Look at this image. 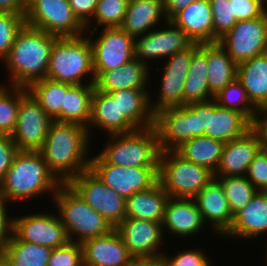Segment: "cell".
Here are the masks:
<instances>
[{
  "instance_id": "6da1fadb",
  "label": "cell",
  "mask_w": 267,
  "mask_h": 266,
  "mask_svg": "<svg viewBox=\"0 0 267 266\" xmlns=\"http://www.w3.org/2000/svg\"><path fill=\"white\" fill-rule=\"evenodd\" d=\"M90 141L85 126L53 121L39 152L55 177L68 183L90 168Z\"/></svg>"
},
{
  "instance_id": "7a4b0ae2",
  "label": "cell",
  "mask_w": 267,
  "mask_h": 266,
  "mask_svg": "<svg viewBox=\"0 0 267 266\" xmlns=\"http://www.w3.org/2000/svg\"><path fill=\"white\" fill-rule=\"evenodd\" d=\"M58 38L25 24L2 61L11 75H8L10 84L28 88L32 83L46 78L51 49Z\"/></svg>"
},
{
  "instance_id": "3957f363",
  "label": "cell",
  "mask_w": 267,
  "mask_h": 266,
  "mask_svg": "<svg viewBox=\"0 0 267 266\" xmlns=\"http://www.w3.org/2000/svg\"><path fill=\"white\" fill-rule=\"evenodd\" d=\"M61 184L39 151H18L0 184V195L10 203L43 193L54 196Z\"/></svg>"
},
{
  "instance_id": "277c9868",
  "label": "cell",
  "mask_w": 267,
  "mask_h": 266,
  "mask_svg": "<svg viewBox=\"0 0 267 266\" xmlns=\"http://www.w3.org/2000/svg\"><path fill=\"white\" fill-rule=\"evenodd\" d=\"M52 199L57 205V214L70 241L81 244L113 230L105 218L88 205L68 183H62Z\"/></svg>"
},
{
  "instance_id": "5b68a950",
  "label": "cell",
  "mask_w": 267,
  "mask_h": 266,
  "mask_svg": "<svg viewBox=\"0 0 267 266\" xmlns=\"http://www.w3.org/2000/svg\"><path fill=\"white\" fill-rule=\"evenodd\" d=\"M108 137L104 150L98 153L106 163L123 167L159 166L162 151L154 125Z\"/></svg>"
},
{
  "instance_id": "8992f818",
  "label": "cell",
  "mask_w": 267,
  "mask_h": 266,
  "mask_svg": "<svg viewBox=\"0 0 267 266\" xmlns=\"http://www.w3.org/2000/svg\"><path fill=\"white\" fill-rule=\"evenodd\" d=\"M91 74V75H90ZM95 80L92 46L87 36L58 38L51 49L46 78L71 85Z\"/></svg>"
},
{
  "instance_id": "52a82bcc",
  "label": "cell",
  "mask_w": 267,
  "mask_h": 266,
  "mask_svg": "<svg viewBox=\"0 0 267 266\" xmlns=\"http://www.w3.org/2000/svg\"><path fill=\"white\" fill-rule=\"evenodd\" d=\"M214 177L208 168L183 159L175 151H162L158 182L171 198L193 199Z\"/></svg>"
},
{
  "instance_id": "ba28073f",
  "label": "cell",
  "mask_w": 267,
  "mask_h": 266,
  "mask_svg": "<svg viewBox=\"0 0 267 266\" xmlns=\"http://www.w3.org/2000/svg\"><path fill=\"white\" fill-rule=\"evenodd\" d=\"M25 21L26 25L59 38L80 37L86 32L73 14L69 0H35L26 9Z\"/></svg>"
},
{
  "instance_id": "9c48e42d",
  "label": "cell",
  "mask_w": 267,
  "mask_h": 266,
  "mask_svg": "<svg viewBox=\"0 0 267 266\" xmlns=\"http://www.w3.org/2000/svg\"><path fill=\"white\" fill-rule=\"evenodd\" d=\"M188 106L199 115V136H208L225 144L252 128V122L244 114L223 108L214 99Z\"/></svg>"
},
{
  "instance_id": "30bf717a",
  "label": "cell",
  "mask_w": 267,
  "mask_h": 266,
  "mask_svg": "<svg viewBox=\"0 0 267 266\" xmlns=\"http://www.w3.org/2000/svg\"><path fill=\"white\" fill-rule=\"evenodd\" d=\"M68 184L115 229L124 219L126 199L105 185L89 168Z\"/></svg>"
},
{
  "instance_id": "8fae6325",
  "label": "cell",
  "mask_w": 267,
  "mask_h": 266,
  "mask_svg": "<svg viewBox=\"0 0 267 266\" xmlns=\"http://www.w3.org/2000/svg\"><path fill=\"white\" fill-rule=\"evenodd\" d=\"M54 120L48 116L27 88L20 87V104L12 140L19 151H39Z\"/></svg>"
},
{
  "instance_id": "7c38bea8",
  "label": "cell",
  "mask_w": 267,
  "mask_h": 266,
  "mask_svg": "<svg viewBox=\"0 0 267 266\" xmlns=\"http://www.w3.org/2000/svg\"><path fill=\"white\" fill-rule=\"evenodd\" d=\"M158 168L159 166L123 167L108 164L99 155L90 158V169L105 185L125 199L155 185L158 182Z\"/></svg>"
},
{
  "instance_id": "4fadbf2b",
  "label": "cell",
  "mask_w": 267,
  "mask_h": 266,
  "mask_svg": "<svg viewBox=\"0 0 267 266\" xmlns=\"http://www.w3.org/2000/svg\"><path fill=\"white\" fill-rule=\"evenodd\" d=\"M239 64L267 52V12L255 19L239 20L218 41Z\"/></svg>"
},
{
  "instance_id": "5bb4252c",
  "label": "cell",
  "mask_w": 267,
  "mask_h": 266,
  "mask_svg": "<svg viewBox=\"0 0 267 266\" xmlns=\"http://www.w3.org/2000/svg\"><path fill=\"white\" fill-rule=\"evenodd\" d=\"M161 151H174L199 136V115L188 105L163 109L154 115Z\"/></svg>"
},
{
  "instance_id": "9a60e30c",
  "label": "cell",
  "mask_w": 267,
  "mask_h": 266,
  "mask_svg": "<svg viewBox=\"0 0 267 266\" xmlns=\"http://www.w3.org/2000/svg\"><path fill=\"white\" fill-rule=\"evenodd\" d=\"M102 32L94 40L88 38L92 46L93 70L110 71L118 69L134 58V38L120 27L101 28Z\"/></svg>"
},
{
  "instance_id": "2e32d148",
  "label": "cell",
  "mask_w": 267,
  "mask_h": 266,
  "mask_svg": "<svg viewBox=\"0 0 267 266\" xmlns=\"http://www.w3.org/2000/svg\"><path fill=\"white\" fill-rule=\"evenodd\" d=\"M167 28L153 29L134 38V58L146 65L148 60L169 58L177 52L190 48L194 41L171 20L164 21ZM169 28V29H168ZM148 62V63H147Z\"/></svg>"
},
{
  "instance_id": "e0dca14e",
  "label": "cell",
  "mask_w": 267,
  "mask_h": 266,
  "mask_svg": "<svg viewBox=\"0 0 267 266\" xmlns=\"http://www.w3.org/2000/svg\"><path fill=\"white\" fill-rule=\"evenodd\" d=\"M12 234L20 241L52 249L70 241L59 216L48 212L14 217Z\"/></svg>"
},
{
  "instance_id": "ac0fdd59",
  "label": "cell",
  "mask_w": 267,
  "mask_h": 266,
  "mask_svg": "<svg viewBox=\"0 0 267 266\" xmlns=\"http://www.w3.org/2000/svg\"><path fill=\"white\" fill-rule=\"evenodd\" d=\"M199 47V43H194L190 48L177 52L166 59L164 63L162 79L158 100L154 103L150 101L152 113L155 115L159 111L183 105V88L190 67L192 53ZM168 61V62H167ZM153 102V103H152Z\"/></svg>"
},
{
  "instance_id": "d6986e66",
  "label": "cell",
  "mask_w": 267,
  "mask_h": 266,
  "mask_svg": "<svg viewBox=\"0 0 267 266\" xmlns=\"http://www.w3.org/2000/svg\"><path fill=\"white\" fill-rule=\"evenodd\" d=\"M133 258H158L164 240L162 223L125 218L116 228Z\"/></svg>"
},
{
  "instance_id": "ffe728a7",
  "label": "cell",
  "mask_w": 267,
  "mask_h": 266,
  "mask_svg": "<svg viewBox=\"0 0 267 266\" xmlns=\"http://www.w3.org/2000/svg\"><path fill=\"white\" fill-rule=\"evenodd\" d=\"M260 149V136L252 127L241 137L224 144L214 177L246 176L249 165Z\"/></svg>"
},
{
  "instance_id": "44dd1931",
  "label": "cell",
  "mask_w": 267,
  "mask_h": 266,
  "mask_svg": "<svg viewBox=\"0 0 267 266\" xmlns=\"http://www.w3.org/2000/svg\"><path fill=\"white\" fill-rule=\"evenodd\" d=\"M83 266H126L133 257L116 229L81 243Z\"/></svg>"
},
{
  "instance_id": "7402d4cb",
  "label": "cell",
  "mask_w": 267,
  "mask_h": 266,
  "mask_svg": "<svg viewBox=\"0 0 267 266\" xmlns=\"http://www.w3.org/2000/svg\"><path fill=\"white\" fill-rule=\"evenodd\" d=\"M205 223L219 235L229 230L233 215L220 181L213 177L209 183L193 198Z\"/></svg>"
},
{
  "instance_id": "603a6c76",
  "label": "cell",
  "mask_w": 267,
  "mask_h": 266,
  "mask_svg": "<svg viewBox=\"0 0 267 266\" xmlns=\"http://www.w3.org/2000/svg\"><path fill=\"white\" fill-rule=\"evenodd\" d=\"M150 68L140 60L133 58L118 69L94 71L95 88L104 93L125 89H147Z\"/></svg>"
},
{
  "instance_id": "cb8c5ba5",
  "label": "cell",
  "mask_w": 267,
  "mask_h": 266,
  "mask_svg": "<svg viewBox=\"0 0 267 266\" xmlns=\"http://www.w3.org/2000/svg\"><path fill=\"white\" fill-rule=\"evenodd\" d=\"M205 224L194 199L169 198L165 206L163 229L176 237L197 235Z\"/></svg>"
},
{
  "instance_id": "d4e9b609",
  "label": "cell",
  "mask_w": 267,
  "mask_h": 266,
  "mask_svg": "<svg viewBox=\"0 0 267 266\" xmlns=\"http://www.w3.org/2000/svg\"><path fill=\"white\" fill-rule=\"evenodd\" d=\"M267 233V192L257 191L250 202L233 216L226 237L257 238Z\"/></svg>"
},
{
  "instance_id": "484cf974",
  "label": "cell",
  "mask_w": 267,
  "mask_h": 266,
  "mask_svg": "<svg viewBox=\"0 0 267 266\" xmlns=\"http://www.w3.org/2000/svg\"><path fill=\"white\" fill-rule=\"evenodd\" d=\"M91 126L100 128L108 135L129 133L136 128L119 113L117 99L109 94L94 89L92 96L91 119L87 127L89 138H91Z\"/></svg>"
},
{
  "instance_id": "4316f807",
  "label": "cell",
  "mask_w": 267,
  "mask_h": 266,
  "mask_svg": "<svg viewBox=\"0 0 267 266\" xmlns=\"http://www.w3.org/2000/svg\"><path fill=\"white\" fill-rule=\"evenodd\" d=\"M171 21L183 30L194 43H214L213 16L208 0L190 3Z\"/></svg>"
},
{
  "instance_id": "83f0119b",
  "label": "cell",
  "mask_w": 267,
  "mask_h": 266,
  "mask_svg": "<svg viewBox=\"0 0 267 266\" xmlns=\"http://www.w3.org/2000/svg\"><path fill=\"white\" fill-rule=\"evenodd\" d=\"M162 18L167 21L163 0H129L120 28L136 38L153 30Z\"/></svg>"
},
{
  "instance_id": "f1b7e54d",
  "label": "cell",
  "mask_w": 267,
  "mask_h": 266,
  "mask_svg": "<svg viewBox=\"0 0 267 266\" xmlns=\"http://www.w3.org/2000/svg\"><path fill=\"white\" fill-rule=\"evenodd\" d=\"M169 195L157 182L150 189L136 192L126 199L125 218L162 223Z\"/></svg>"
},
{
  "instance_id": "f546056e",
  "label": "cell",
  "mask_w": 267,
  "mask_h": 266,
  "mask_svg": "<svg viewBox=\"0 0 267 266\" xmlns=\"http://www.w3.org/2000/svg\"><path fill=\"white\" fill-rule=\"evenodd\" d=\"M237 79L256 108L267 105V52L237 64Z\"/></svg>"
},
{
  "instance_id": "4dcf8cb0",
  "label": "cell",
  "mask_w": 267,
  "mask_h": 266,
  "mask_svg": "<svg viewBox=\"0 0 267 266\" xmlns=\"http://www.w3.org/2000/svg\"><path fill=\"white\" fill-rule=\"evenodd\" d=\"M117 99L119 113L136 128L144 129L154 125V114L151 111V94L148 89H125L109 93Z\"/></svg>"
},
{
  "instance_id": "1f68e13d",
  "label": "cell",
  "mask_w": 267,
  "mask_h": 266,
  "mask_svg": "<svg viewBox=\"0 0 267 266\" xmlns=\"http://www.w3.org/2000/svg\"><path fill=\"white\" fill-rule=\"evenodd\" d=\"M87 80H84L86 84L72 85L68 89L65 94L64 105L61 107V112L53 119L54 121L77 123L86 128L88 127L91 119L95 80Z\"/></svg>"
},
{
  "instance_id": "d6a6232c",
  "label": "cell",
  "mask_w": 267,
  "mask_h": 266,
  "mask_svg": "<svg viewBox=\"0 0 267 266\" xmlns=\"http://www.w3.org/2000/svg\"><path fill=\"white\" fill-rule=\"evenodd\" d=\"M207 43H199L192 53L189 71L183 88V105L214 99L209 91L207 77Z\"/></svg>"
},
{
  "instance_id": "836d02e7",
  "label": "cell",
  "mask_w": 267,
  "mask_h": 266,
  "mask_svg": "<svg viewBox=\"0 0 267 266\" xmlns=\"http://www.w3.org/2000/svg\"><path fill=\"white\" fill-rule=\"evenodd\" d=\"M207 65V81L213 96L237 78V64L219 42L207 43Z\"/></svg>"
},
{
  "instance_id": "e575fe53",
  "label": "cell",
  "mask_w": 267,
  "mask_h": 266,
  "mask_svg": "<svg viewBox=\"0 0 267 266\" xmlns=\"http://www.w3.org/2000/svg\"><path fill=\"white\" fill-rule=\"evenodd\" d=\"M223 147V142L202 135L184 142L174 151L183 159L204 166L215 173L221 160Z\"/></svg>"
},
{
  "instance_id": "d590c367",
  "label": "cell",
  "mask_w": 267,
  "mask_h": 266,
  "mask_svg": "<svg viewBox=\"0 0 267 266\" xmlns=\"http://www.w3.org/2000/svg\"><path fill=\"white\" fill-rule=\"evenodd\" d=\"M1 252L10 266H47L52 248L20 241L12 234Z\"/></svg>"
},
{
  "instance_id": "8d00e7d4",
  "label": "cell",
  "mask_w": 267,
  "mask_h": 266,
  "mask_svg": "<svg viewBox=\"0 0 267 266\" xmlns=\"http://www.w3.org/2000/svg\"><path fill=\"white\" fill-rule=\"evenodd\" d=\"M71 84L57 82L44 78L43 80L32 83L27 91L34 97L48 116L54 119L64 105L65 94Z\"/></svg>"
},
{
  "instance_id": "74e56055",
  "label": "cell",
  "mask_w": 267,
  "mask_h": 266,
  "mask_svg": "<svg viewBox=\"0 0 267 266\" xmlns=\"http://www.w3.org/2000/svg\"><path fill=\"white\" fill-rule=\"evenodd\" d=\"M217 178L224 190L231 213L234 216L242 210L256 194L257 189L246 176H226Z\"/></svg>"
},
{
  "instance_id": "f35d334b",
  "label": "cell",
  "mask_w": 267,
  "mask_h": 266,
  "mask_svg": "<svg viewBox=\"0 0 267 266\" xmlns=\"http://www.w3.org/2000/svg\"><path fill=\"white\" fill-rule=\"evenodd\" d=\"M217 104L244 114L252 123L256 118L257 108L249 100L246 90L236 78L214 96Z\"/></svg>"
},
{
  "instance_id": "ab89813d",
  "label": "cell",
  "mask_w": 267,
  "mask_h": 266,
  "mask_svg": "<svg viewBox=\"0 0 267 266\" xmlns=\"http://www.w3.org/2000/svg\"><path fill=\"white\" fill-rule=\"evenodd\" d=\"M129 0H98L92 22L85 26L90 34H95L99 26L102 28L120 27L127 11ZM96 22L95 27L93 22ZM93 29H90V27Z\"/></svg>"
},
{
  "instance_id": "60d3db41",
  "label": "cell",
  "mask_w": 267,
  "mask_h": 266,
  "mask_svg": "<svg viewBox=\"0 0 267 266\" xmlns=\"http://www.w3.org/2000/svg\"><path fill=\"white\" fill-rule=\"evenodd\" d=\"M0 83V135L11 136L18 116L20 87Z\"/></svg>"
},
{
  "instance_id": "b9f144b4",
  "label": "cell",
  "mask_w": 267,
  "mask_h": 266,
  "mask_svg": "<svg viewBox=\"0 0 267 266\" xmlns=\"http://www.w3.org/2000/svg\"><path fill=\"white\" fill-rule=\"evenodd\" d=\"M25 24V14L0 13V61L7 57L16 35Z\"/></svg>"
},
{
  "instance_id": "7bdbcfd3",
  "label": "cell",
  "mask_w": 267,
  "mask_h": 266,
  "mask_svg": "<svg viewBox=\"0 0 267 266\" xmlns=\"http://www.w3.org/2000/svg\"><path fill=\"white\" fill-rule=\"evenodd\" d=\"M212 10L214 43L218 42L236 24L231 16L230 0H208Z\"/></svg>"
},
{
  "instance_id": "ee69618b",
  "label": "cell",
  "mask_w": 267,
  "mask_h": 266,
  "mask_svg": "<svg viewBox=\"0 0 267 266\" xmlns=\"http://www.w3.org/2000/svg\"><path fill=\"white\" fill-rule=\"evenodd\" d=\"M47 266H83L81 244L69 241L59 248L52 249Z\"/></svg>"
},
{
  "instance_id": "f6af8a7d",
  "label": "cell",
  "mask_w": 267,
  "mask_h": 266,
  "mask_svg": "<svg viewBox=\"0 0 267 266\" xmlns=\"http://www.w3.org/2000/svg\"><path fill=\"white\" fill-rule=\"evenodd\" d=\"M267 0H230L231 16L236 21L251 20L267 12Z\"/></svg>"
},
{
  "instance_id": "bcb514c9",
  "label": "cell",
  "mask_w": 267,
  "mask_h": 266,
  "mask_svg": "<svg viewBox=\"0 0 267 266\" xmlns=\"http://www.w3.org/2000/svg\"><path fill=\"white\" fill-rule=\"evenodd\" d=\"M204 251L197 249H188L185 251H178L173 257L163 254V259L166 266H212L211 261Z\"/></svg>"
},
{
  "instance_id": "7dc6e473",
  "label": "cell",
  "mask_w": 267,
  "mask_h": 266,
  "mask_svg": "<svg viewBox=\"0 0 267 266\" xmlns=\"http://www.w3.org/2000/svg\"><path fill=\"white\" fill-rule=\"evenodd\" d=\"M246 177L257 191L267 192V155L262 149L254 156Z\"/></svg>"
},
{
  "instance_id": "c3c4849f",
  "label": "cell",
  "mask_w": 267,
  "mask_h": 266,
  "mask_svg": "<svg viewBox=\"0 0 267 266\" xmlns=\"http://www.w3.org/2000/svg\"><path fill=\"white\" fill-rule=\"evenodd\" d=\"M18 151L11 136L0 135V184Z\"/></svg>"
},
{
  "instance_id": "681fc988",
  "label": "cell",
  "mask_w": 267,
  "mask_h": 266,
  "mask_svg": "<svg viewBox=\"0 0 267 266\" xmlns=\"http://www.w3.org/2000/svg\"><path fill=\"white\" fill-rule=\"evenodd\" d=\"M98 0H69L73 14L85 27L93 18Z\"/></svg>"
},
{
  "instance_id": "f907efd6",
  "label": "cell",
  "mask_w": 267,
  "mask_h": 266,
  "mask_svg": "<svg viewBox=\"0 0 267 266\" xmlns=\"http://www.w3.org/2000/svg\"><path fill=\"white\" fill-rule=\"evenodd\" d=\"M6 204L9 203L0 195V251L11 239L13 229V218L9 217Z\"/></svg>"
},
{
  "instance_id": "816d5d0a",
  "label": "cell",
  "mask_w": 267,
  "mask_h": 266,
  "mask_svg": "<svg viewBox=\"0 0 267 266\" xmlns=\"http://www.w3.org/2000/svg\"><path fill=\"white\" fill-rule=\"evenodd\" d=\"M252 127L257 131L261 141H267V105L257 108Z\"/></svg>"
},
{
  "instance_id": "f5cc1de1",
  "label": "cell",
  "mask_w": 267,
  "mask_h": 266,
  "mask_svg": "<svg viewBox=\"0 0 267 266\" xmlns=\"http://www.w3.org/2000/svg\"><path fill=\"white\" fill-rule=\"evenodd\" d=\"M195 1L198 0H163L164 14L167 20H171L179 11Z\"/></svg>"
},
{
  "instance_id": "db71d44e",
  "label": "cell",
  "mask_w": 267,
  "mask_h": 266,
  "mask_svg": "<svg viewBox=\"0 0 267 266\" xmlns=\"http://www.w3.org/2000/svg\"><path fill=\"white\" fill-rule=\"evenodd\" d=\"M25 12L19 0H0V13L25 14Z\"/></svg>"
},
{
  "instance_id": "11a10c76",
  "label": "cell",
  "mask_w": 267,
  "mask_h": 266,
  "mask_svg": "<svg viewBox=\"0 0 267 266\" xmlns=\"http://www.w3.org/2000/svg\"><path fill=\"white\" fill-rule=\"evenodd\" d=\"M126 266H166L163 257L133 258Z\"/></svg>"
},
{
  "instance_id": "9f6ffc18",
  "label": "cell",
  "mask_w": 267,
  "mask_h": 266,
  "mask_svg": "<svg viewBox=\"0 0 267 266\" xmlns=\"http://www.w3.org/2000/svg\"><path fill=\"white\" fill-rule=\"evenodd\" d=\"M0 266H10L8 260H7L6 257L2 254L1 251H0Z\"/></svg>"
},
{
  "instance_id": "6f0895ef",
  "label": "cell",
  "mask_w": 267,
  "mask_h": 266,
  "mask_svg": "<svg viewBox=\"0 0 267 266\" xmlns=\"http://www.w3.org/2000/svg\"><path fill=\"white\" fill-rule=\"evenodd\" d=\"M23 8L26 10L35 0H19Z\"/></svg>"
},
{
  "instance_id": "680465c9",
  "label": "cell",
  "mask_w": 267,
  "mask_h": 266,
  "mask_svg": "<svg viewBox=\"0 0 267 266\" xmlns=\"http://www.w3.org/2000/svg\"><path fill=\"white\" fill-rule=\"evenodd\" d=\"M261 149L267 155V141H261Z\"/></svg>"
}]
</instances>
